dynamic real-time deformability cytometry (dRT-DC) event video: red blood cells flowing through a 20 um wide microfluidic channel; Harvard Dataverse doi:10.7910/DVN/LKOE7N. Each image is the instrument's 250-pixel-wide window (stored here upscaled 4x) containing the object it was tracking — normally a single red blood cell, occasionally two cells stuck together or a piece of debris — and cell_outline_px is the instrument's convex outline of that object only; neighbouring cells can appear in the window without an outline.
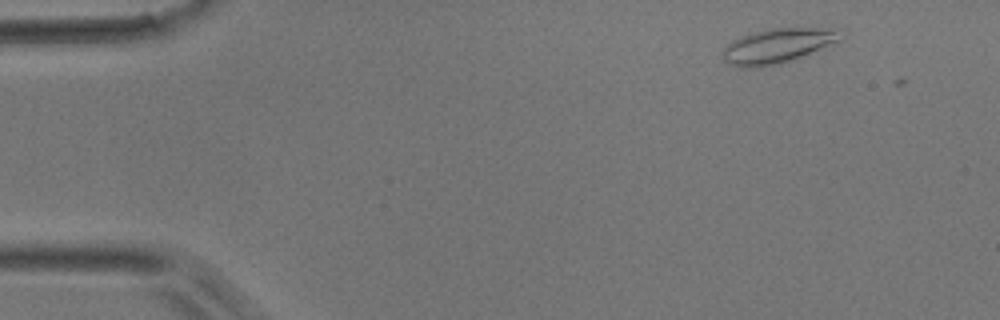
{"species": "common noctule bat (a hibernating species)", "species_latin": "Nyctalus noctula", "temperature_condition": "room temperature", "stored_images_in_passage": 4, "camera_frame_rate_fps": 3000, "um_per_image_px": 0.085, "animal": {"sex": "male", "body_mass_g": 17.9}, "frame": {"image": 1, "passage_image": 1, "time_ms": 0.0, "image_size_px": [1000, 320], "cell_outline_px": [[840, 40], [780, 64], [760, 68], [744, 68], [728, 64], [724, 60], [724, 48], [732, 40], [756, 32], [772, 28], [840, 28]], "centroid_in_image_um": [66.06, 3.9], "position_along_channel_um": 18.9, "area_um2": 23.35}}